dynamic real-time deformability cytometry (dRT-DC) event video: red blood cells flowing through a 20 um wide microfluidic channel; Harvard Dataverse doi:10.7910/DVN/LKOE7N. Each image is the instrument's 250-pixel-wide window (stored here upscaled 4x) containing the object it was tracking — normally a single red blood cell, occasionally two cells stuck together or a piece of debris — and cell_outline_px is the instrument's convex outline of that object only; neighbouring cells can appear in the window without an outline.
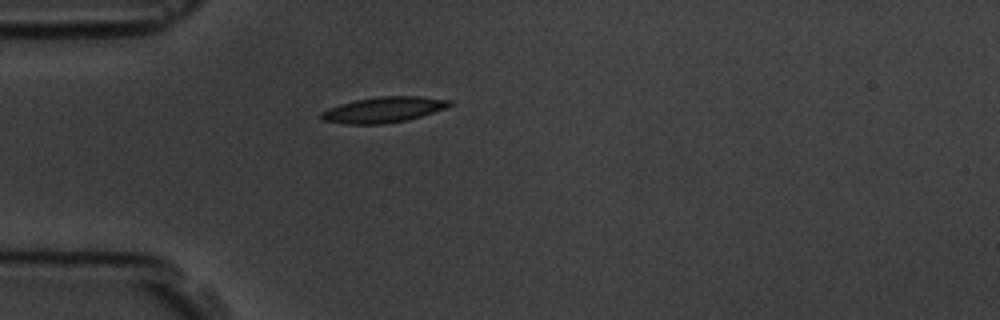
{"species": "common noctule bat (a hibernating species)", "species_latin": "Nyctalus noctula", "temperature_condition": "room temperature", "stored_images_in_passage": 1, "camera_frame_rate_fps": 3000, "um_per_image_px": 0.085, "animal": {"sex": "male", "body_mass_g": 19.5, "forearm_length_mm": 54.6}, "frame": {"image": 1, "passage_image": 1, "time_ms": 0.0, "image_size_px": [1000, 320], "cell_outline_px": [[452, 104], [444, 108], [408, 120], [384, 124], [348, 124], [324, 120], [320, 116], [320, 112], [328, 108], [340, 104], [356, 100], [380, 96], [420, 96], [452, 100]], "centroid_in_image_um": [32.59, 9.32], "position_along_channel_um": 52.4, "area_um2": 19.02}}